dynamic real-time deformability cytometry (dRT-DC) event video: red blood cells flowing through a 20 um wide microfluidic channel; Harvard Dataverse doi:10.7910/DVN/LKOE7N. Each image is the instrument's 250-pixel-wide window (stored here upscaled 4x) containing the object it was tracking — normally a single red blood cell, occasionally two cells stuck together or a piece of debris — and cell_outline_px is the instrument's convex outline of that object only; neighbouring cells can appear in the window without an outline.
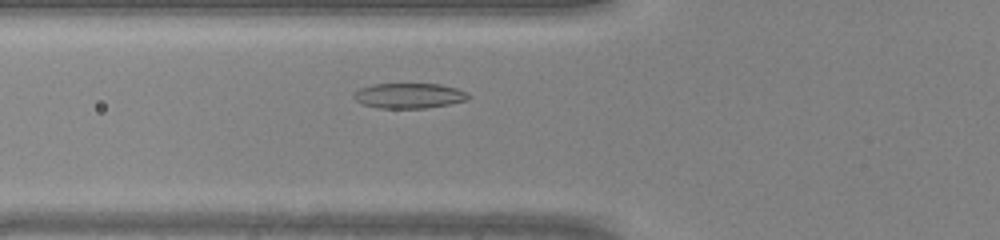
{"species": "common noctule bat (a hibernating species)", "species_latin": "Nyctalus noctula", "temperature_condition": "warm", "stored_images_in_passage": 36, "camera_frame_rate_fps": 3000, "um_per_image_px": 0.085, "animal": {"sex": "male", "body_mass_g": 20.0, "forearm_length_mm": 53.3}, "frame": {"image": 1, "passage_image": 8, "time_ms": 2.333, "image_size_px": [1000, 240], "cell_outline_px": [[472, 96], [468, 100], [448, 104], [424, 108], [380, 108], [360, 104], [352, 96], [360, 88], [372, 84], [440, 84], [456, 88], [468, 92]], "centroid_in_image_um": [34.79, 8.13], "position_along_channel_um": 91.0, "area_um2": 16.88}}
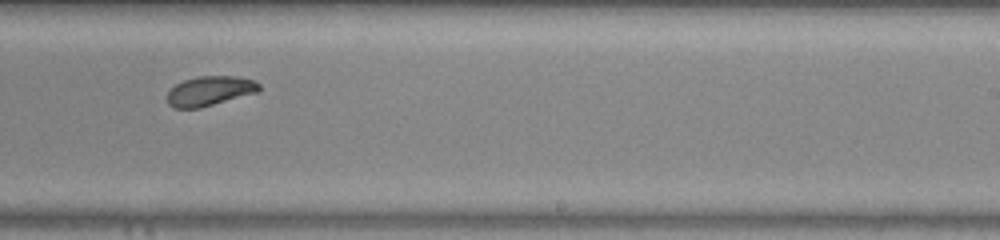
{"frame": {"image": 2, "passage_image": 20, "time_ms": 6.333, "image_size_px": [1000, 240], "cell_outline_px": [[260, 88], [256, 92], [200, 108], [172, 108], [168, 104], [168, 92], [176, 84], [184, 80], [200, 76], [236, 76], [252, 80], [260, 84]], "centroid_in_image_um": [17.8, 7.73], "position_along_channel_um": 271.2, "area_um2": 15.61}}
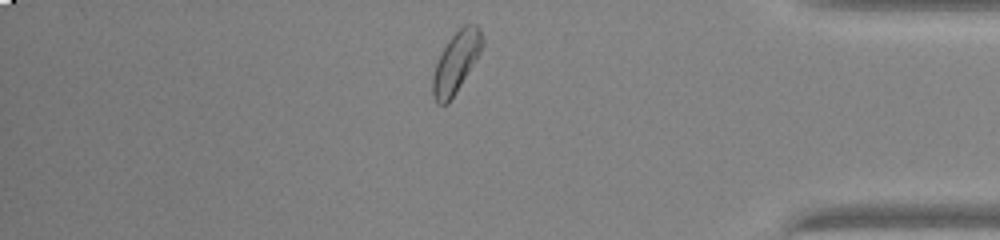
{"frame": {"image": 3, "passage_image": 30, "time_ms": 9.667, "image_size_px": [1000, 240], "cell_outline_px": [[484, 44], [476, 60], [456, 92], [448, 104], [436, 104], [432, 96], [432, 76], [436, 64], [448, 40], [464, 24], [476, 24], [480, 28], [484, 40]], "centroid_in_image_um": [38.77, 5.3], "position_along_channel_um": 396.4, "area_um2": 17.51}}